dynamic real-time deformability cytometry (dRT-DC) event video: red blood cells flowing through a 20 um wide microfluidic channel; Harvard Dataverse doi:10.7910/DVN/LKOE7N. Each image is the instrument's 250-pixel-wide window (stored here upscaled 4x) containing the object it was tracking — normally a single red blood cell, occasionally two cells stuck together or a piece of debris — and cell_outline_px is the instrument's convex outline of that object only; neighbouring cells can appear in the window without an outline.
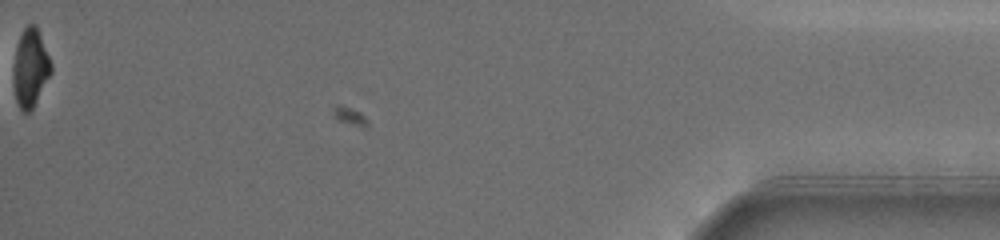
{"species": "common noctule bat (a hibernating species)", "species_latin": "Nyctalus noctula", "temperature_condition": "warm", "stored_images_in_passage": 76, "segment_of_instrument_passage": [2, 2], "camera_frame_rate_fps": 3000, "um_per_image_px": 0.085, "animal": {"sex": "female", "body_mass_g": 19.5, "forearm_length_mm": 54.1}, "frame": {"image": 1, "passage_image": 76, "time_ms": 19.333, "image_size_px": [1000, 240], "cell_outline_px": [[52, 72], [32, 108], [28, 112], [24, 112], [20, 108], [16, 100], [12, 80], [12, 68], [16, 48], [20, 36], [24, 28], [28, 24], [36, 24], [52, 64]], "centroid_in_image_um": [2.57, 5.75], "position_along_channel_um": 432.6, "area_um2": 17.17}}